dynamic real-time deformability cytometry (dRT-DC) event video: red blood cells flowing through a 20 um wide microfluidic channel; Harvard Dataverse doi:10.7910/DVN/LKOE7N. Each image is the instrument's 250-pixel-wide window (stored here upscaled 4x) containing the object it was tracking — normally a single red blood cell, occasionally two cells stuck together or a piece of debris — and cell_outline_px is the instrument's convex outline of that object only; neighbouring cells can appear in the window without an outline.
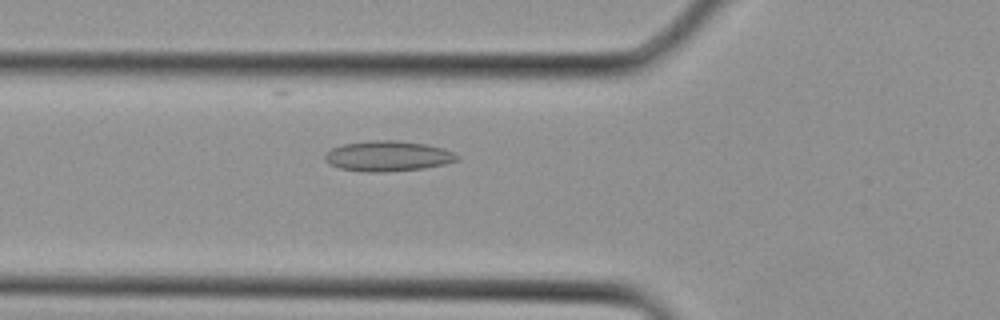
{"species": "Egyptian fruit bat (a non-hibernating species)", "species_latin": "Rousettus aegyptiacus", "temperature_condition": "cold", "stored_images_in_passage": 3, "camera_frame_rate_fps": 3000, "um_per_image_px": 0.085, "animal": {"sex": "female"}, "frame": {"image": 1, "passage_image": 3, "time_ms": 0.667, "image_size_px": [1000, 320], "cell_outline_px": [[460, 160], [444, 164], [424, 168], [384, 172], [364, 172], [340, 168], [328, 164], [324, 160], [324, 152], [332, 148], [344, 144], [372, 140], [396, 140], [424, 144], [444, 148], [460, 156]], "centroid_in_image_um": [32.95, 13.27], "position_along_channel_um": 92.9, "area_um2": 23.52}}